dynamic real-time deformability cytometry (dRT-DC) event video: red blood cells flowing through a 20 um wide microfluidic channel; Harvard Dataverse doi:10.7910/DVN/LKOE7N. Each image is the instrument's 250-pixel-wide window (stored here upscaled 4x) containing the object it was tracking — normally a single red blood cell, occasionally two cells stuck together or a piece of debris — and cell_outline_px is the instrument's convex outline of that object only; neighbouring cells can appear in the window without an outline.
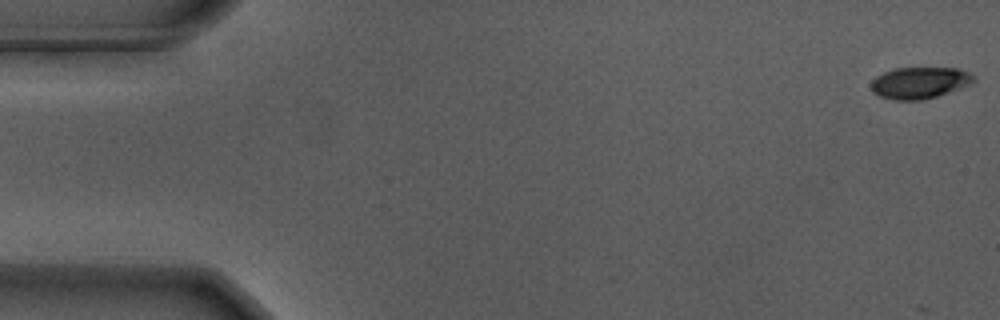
{"species": "Egyptian fruit bat (a non-hibernating species)", "species_latin": "Rousettus aegyptiacus", "temperature_condition": "warm", "stored_images_in_passage": 12, "camera_frame_rate_fps": 3000, "um_per_image_px": 0.085, "animal": {"sex": "male"}, "frame": {"image": 1, "passage_image": 1, "time_ms": 0.0, "image_size_px": [1000, 320], "cell_outline_px": [[976, 80], [960, 88], [936, 96], [920, 100], [896, 100], [880, 96], [872, 92], [872, 80], [876, 76], [884, 72], [896, 68], [956, 68], [968, 72], [976, 76]], "centroid_in_image_um": [78.17, 7.03], "position_along_channel_um": 6.8, "area_um2": 18.67}}